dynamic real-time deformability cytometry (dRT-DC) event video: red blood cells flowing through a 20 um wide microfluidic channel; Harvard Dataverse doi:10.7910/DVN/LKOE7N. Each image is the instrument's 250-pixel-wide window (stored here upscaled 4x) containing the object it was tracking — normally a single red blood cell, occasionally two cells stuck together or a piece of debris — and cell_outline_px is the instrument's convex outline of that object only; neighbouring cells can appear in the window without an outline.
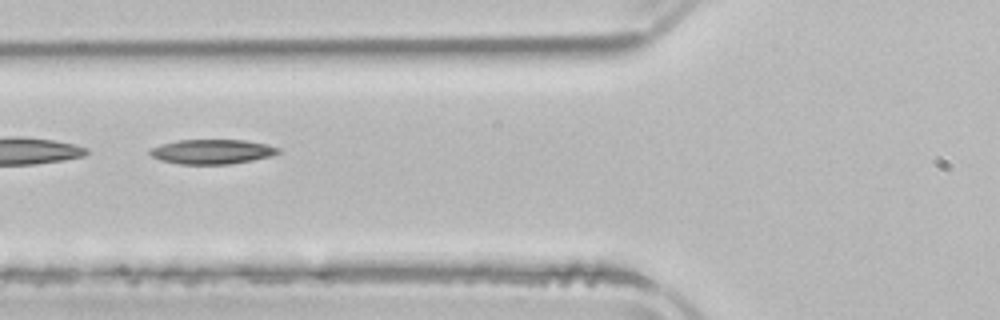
{"species": "common noctule bat (a hibernating species)", "species_latin": "Nyctalus noctula", "temperature_condition": "room temperature", "stored_images_in_passage": 6, "segment_of_instrument_passage": [2, 2], "camera_frame_rate_fps": 3000, "um_per_image_px": 0.085, "animal": {"sex": "male", "body_mass_g": 21.5, "forearm_length_mm": 52.0}, "frame": {"image": 1, "passage_image": 5, "time_ms": 5.333, "image_size_px": [1000, 320], "cell_outline_px": [[280, 152], [272, 156], [252, 160], [228, 164], [180, 164], [160, 160], [152, 156], [148, 152], [148, 148], [160, 144], [176, 140], [244, 140], [268, 144], [280, 148]], "centroid_in_image_um": [18.0, 12.88], "position_along_channel_um": 107.8, "area_um2": 18.55}}
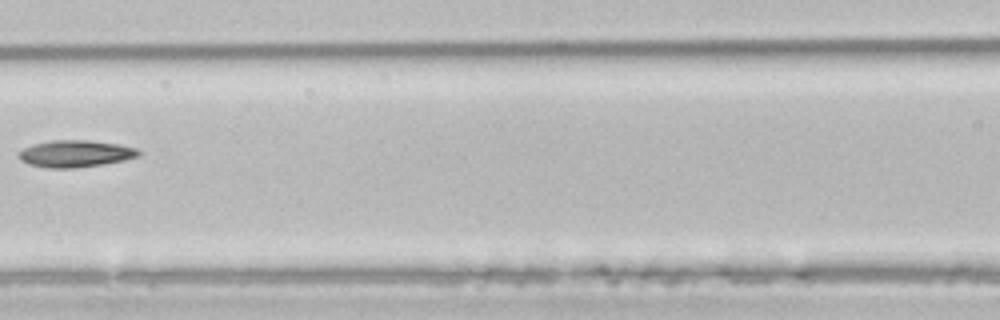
{"frame": {"image": 2, "passage_image": 6, "time_ms": 6.667, "image_size_px": [1000, 320], "cell_outline_px": [[144, 152], [140, 156], [124, 160], [104, 164], [72, 168], [48, 168], [28, 164], [20, 160], [20, 152], [24, 148], [32, 144], [52, 140], [88, 140], [120, 144], [136, 148]], "centroid_in_image_um": [6.46, 13.06], "position_along_channel_um": 160.1, "area_um2": 18.9}}